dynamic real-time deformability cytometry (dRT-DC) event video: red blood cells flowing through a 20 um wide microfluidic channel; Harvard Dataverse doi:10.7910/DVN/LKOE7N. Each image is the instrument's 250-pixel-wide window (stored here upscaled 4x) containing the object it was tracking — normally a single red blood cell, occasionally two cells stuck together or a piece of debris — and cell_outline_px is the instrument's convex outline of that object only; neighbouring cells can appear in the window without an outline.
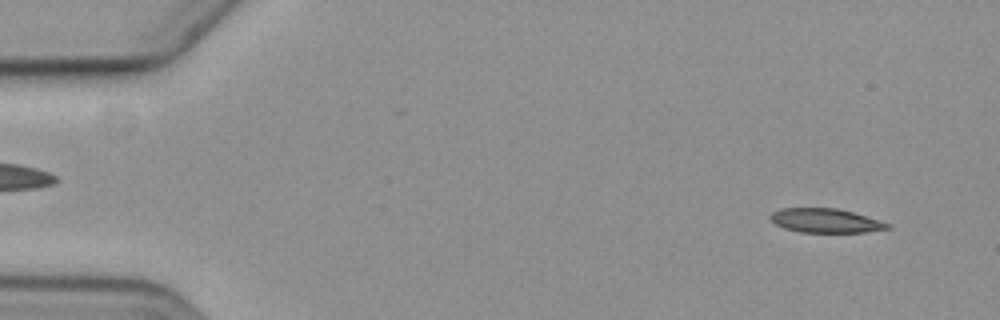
{"species": "common noctule bat (a hibernating species)", "species_latin": "Nyctalus noctula", "temperature_condition": "cold", "stored_images_in_passage": 9, "camera_frame_rate_fps": 3000, "um_per_image_px": 0.085, "animal": {"sex": "female", "body_mass_g": 19.3, "forearm_length_mm": 54.1}, "frame": {"image": 1, "passage_image": 1, "time_ms": 0.0, "image_size_px": [1000, 320], "cell_outline_px": [[892, 228], [864, 232], [800, 232], [784, 228], [776, 224], [768, 216], [772, 212], [784, 208], [836, 208], [852, 212], [892, 224]], "centroid_in_image_um": [70.18, 18.75], "position_along_channel_um": 14.8, "area_um2": 16.36}}
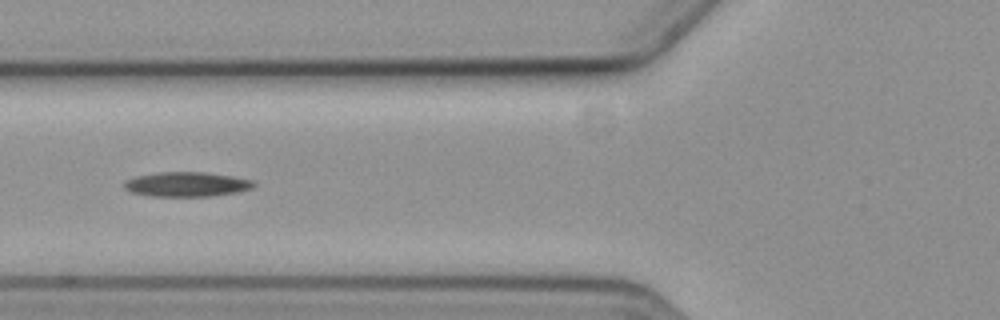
{"frame": {"image": 2, "passage_image": 6, "time_ms": 6.0, "image_size_px": [1000, 320], "cell_outline_px": [[256, 184], [252, 188], [236, 192], [212, 196], [152, 196], [132, 192], [124, 188], [124, 180], [136, 176], [160, 172], [204, 172], [232, 176], [252, 180]], "centroid_in_image_um": [15.86, 15.66], "position_along_channel_um": 109.9, "area_um2": 18.5}}
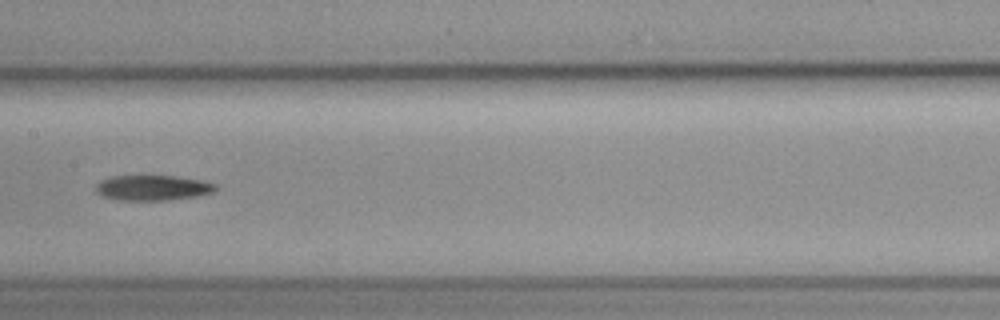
{"frame": {"image": 3, "passage_image": 8, "time_ms": 8.333, "image_size_px": [1000, 320], "cell_outline_px": [[216, 188], [212, 192], [196, 196], [164, 200], [120, 200], [104, 196], [96, 192], [96, 184], [100, 180], [108, 176], [176, 176], [200, 180], [216, 184]], "centroid_in_image_um": [12.93, 15.95], "position_along_channel_um": 194.5, "area_um2": 17.46}}